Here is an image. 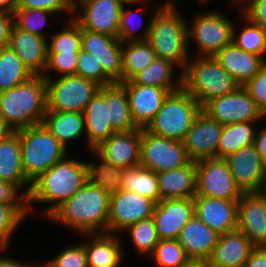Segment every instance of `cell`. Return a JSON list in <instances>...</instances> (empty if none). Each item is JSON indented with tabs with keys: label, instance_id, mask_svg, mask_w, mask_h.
<instances>
[{
	"label": "cell",
	"instance_id": "obj_2",
	"mask_svg": "<svg viewBox=\"0 0 266 267\" xmlns=\"http://www.w3.org/2000/svg\"><path fill=\"white\" fill-rule=\"evenodd\" d=\"M47 83L33 75L20 85L0 92V116L14 130L39 125L47 112Z\"/></svg>",
	"mask_w": 266,
	"mask_h": 267
},
{
	"label": "cell",
	"instance_id": "obj_33",
	"mask_svg": "<svg viewBox=\"0 0 266 267\" xmlns=\"http://www.w3.org/2000/svg\"><path fill=\"white\" fill-rule=\"evenodd\" d=\"M255 122L249 121L223 125L217 147V158L225 159L241 147L254 144L256 129L253 123Z\"/></svg>",
	"mask_w": 266,
	"mask_h": 267
},
{
	"label": "cell",
	"instance_id": "obj_29",
	"mask_svg": "<svg viewBox=\"0 0 266 267\" xmlns=\"http://www.w3.org/2000/svg\"><path fill=\"white\" fill-rule=\"evenodd\" d=\"M117 235V236H116ZM90 240L83 244L87 254L88 267H118L122 263L123 249L118 234H83Z\"/></svg>",
	"mask_w": 266,
	"mask_h": 267
},
{
	"label": "cell",
	"instance_id": "obj_11",
	"mask_svg": "<svg viewBox=\"0 0 266 267\" xmlns=\"http://www.w3.org/2000/svg\"><path fill=\"white\" fill-rule=\"evenodd\" d=\"M193 20L191 26L188 23V40H195L200 50L198 56H215L232 42L234 24L223 13H202Z\"/></svg>",
	"mask_w": 266,
	"mask_h": 267
},
{
	"label": "cell",
	"instance_id": "obj_7",
	"mask_svg": "<svg viewBox=\"0 0 266 267\" xmlns=\"http://www.w3.org/2000/svg\"><path fill=\"white\" fill-rule=\"evenodd\" d=\"M201 111L202 106L198 101L182 88L168 95L145 130L161 137L183 141Z\"/></svg>",
	"mask_w": 266,
	"mask_h": 267
},
{
	"label": "cell",
	"instance_id": "obj_62",
	"mask_svg": "<svg viewBox=\"0 0 266 267\" xmlns=\"http://www.w3.org/2000/svg\"><path fill=\"white\" fill-rule=\"evenodd\" d=\"M261 193L264 194V195H266V174H265L264 184H263Z\"/></svg>",
	"mask_w": 266,
	"mask_h": 267
},
{
	"label": "cell",
	"instance_id": "obj_54",
	"mask_svg": "<svg viewBox=\"0 0 266 267\" xmlns=\"http://www.w3.org/2000/svg\"><path fill=\"white\" fill-rule=\"evenodd\" d=\"M245 267H266V247H255L251 251Z\"/></svg>",
	"mask_w": 266,
	"mask_h": 267
},
{
	"label": "cell",
	"instance_id": "obj_31",
	"mask_svg": "<svg viewBox=\"0 0 266 267\" xmlns=\"http://www.w3.org/2000/svg\"><path fill=\"white\" fill-rule=\"evenodd\" d=\"M41 124L67 149L69 142L80 138L86 131L84 114L79 112L47 111Z\"/></svg>",
	"mask_w": 266,
	"mask_h": 267
},
{
	"label": "cell",
	"instance_id": "obj_35",
	"mask_svg": "<svg viewBox=\"0 0 266 267\" xmlns=\"http://www.w3.org/2000/svg\"><path fill=\"white\" fill-rule=\"evenodd\" d=\"M122 47V82L131 80L137 73L148 67L156 54L147 41H129Z\"/></svg>",
	"mask_w": 266,
	"mask_h": 267
},
{
	"label": "cell",
	"instance_id": "obj_6",
	"mask_svg": "<svg viewBox=\"0 0 266 267\" xmlns=\"http://www.w3.org/2000/svg\"><path fill=\"white\" fill-rule=\"evenodd\" d=\"M21 144L22 167L33 182L55 163L67 157V150L42 124L17 130Z\"/></svg>",
	"mask_w": 266,
	"mask_h": 267
},
{
	"label": "cell",
	"instance_id": "obj_14",
	"mask_svg": "<svg viewBox=\"0 0 266 267\" xmlns=\"http://www.w3.org/2000/svg\"><path fill=\"white\" fill-rule=\"evenodd\" d=\"M117 37L82 29V50L99 61L103 72L113 81L122 82V47Z\"/></svg>",
	"mask_w": 266,
	"mask_h": 267
},
{
	"label": "cell",
	"instance_id": "obj_5",
	"mask_svg": "<svg viewBox=\"0 0 266 267\" xmlns=\"http://www.w3.org/2000/svg\"><path fill=\"white\" fill-rule=\"evenodd\" d=\"M182 72V88L203 107L208 101L234 92L240 85L214 56L189 60Z\"/></svg>",
	"mask_w": 266,
	"mask_h": 267
},
{
	"label": "cell",
	"instance_id": "obj_34",
	"mask_svg": "<svg viewBox=\"0 0 266 267\" xmlns=\"http://www.w3.org/2000/svg\"><path fill=\"white\" fill-rule=\"evenodd\" d=\"M120 189L138 193L156 204L161 200L157 173L140 165L124 169Z\"/></svg>",
	"mask_w": 266,
	"mask_h": 267
},
{
	"label": "cell",
	"instance_id": "obj_9",
	"mask_svg": "<svg viewBox=\"0 0 266 267\" xmlns=\"http://www.w3.org/2000/svg\"><path fill=\"white\" fill-rule=\"evenodd\" d=\"M191 162L183 141L141 129L140 166L153 172L174 170Z\"/></svg>",
	"mask_w": 266,
	"mask_h": 267
},
{
	"label": "cell",
	"instance_id": "obj_46",
	"mask_svg": "<svg viewBox=\"0 0 266 267\" xmlns=\"http://www.w3.org/2000/svg\"><path fill=\"white\" fill-rule=\"evenodd\" d=\"M76 75L96 82L100 86L114 83L104 72L93 55L84 50L79 52Z\"/></svg>",
	"mask_w": 266,
	"mask_h": 267
},
{
	"label": "cell",
	"instance_id": "obj_51",
	"mask_svg": "<svg viewBox=\"0 0 266 267\" xmlns=\"http://www.w3.org/2000/svg\"><path fill=\"white\" fill-rule=\"evenodd\" d=\"M235 2H247L248 6L243 10L242 16L266 29V0H236Z\"/></svg>",
	"mask_w": 266,
	"mask_h": 267
},
{
	"label": "cell",
	"instance_id": "obj_20",
	"mask_svg": "<svg viewBox=\"0 0 266 267\" xmlns=\"http://www.w3.org/2000/svg\"><path fill=\"white\" fill-rule=\"evenodd\" d=\"M126 0H94L80 4L82 14L72 18L92 32L104 33L118 38V28L122 6ZM77 15V16H76Z\"/></svg>",
	"mask_w": 266,
	"mask_h": 267
},
{
	"label": "cell",
	"instance_id": "obj_21",
	"mask_svg": "<svg viewBox=\"0 0 266 267\" xmlns=\"http://www.w3.org/2000/svg\"><path fill=\"white\" fill-rule=\"evenodd\" d=\"M141 128L115 132L94 150L106 161L121 168L140 164Z\"/></svg>",
	"mask_w": 266,
	"mask_h": 267
},
{
	"label": "cell",
	"instance_id": "obj_3",
	"mask_svg": "<svg viewBox=\"0 0 266 267\" xmlns=\"http://www.w3.org/2000/svg\"><path fill=\"white\" fill-rule=\"evenodd\" d=\"M65 157L55 163L32 182L28 195L29 212L31 203H52L44 210L48 217L65 200L71 198L76 191L87 182L86 163Z\"/></svg>",
	"mask_w": 266,
	"mask_h": 267
},
{
	"label": "cell",
	"instance_id": "obj_59",
	"mask_svg": "<svg viewBox=\"0 0 266 267\" xmlns=\"http://www.w3.org/2000/svg\"><path fill=\"white\" fill-rule=\"evenodd\" d=\"M13 132L14 130L0 116V142Z\"/></svg>",
	"mask_w": 266,
	"mask_h": 267
},
{
	"label": "cell",
	"instance_id": "obj_19",
	"mask_svg": "<svg viewBox=\"0 0 266 267\" xmlns=\"http://www.w3.org/2000/svg\"><path fill=\"white\" fill-rule=\"evenodd\" d=\"M121 84L127 91L130 112L135 125L145 129L171 92L157 86L135 84L132 80L121 82Z\"/></svg>",
	"mask_w": 266,
	"mask_h": 267
},
{
	"label": "cell",
	"instance_id": "obj_24",
	"mask_svg": "<svg viewBox=\"0 0 266 267\" xmlns=\"http://www.w3.org/2000/svg\"><path fill=\"white\" fill-rule=\"evenodd\" d=\"M86 137L91 150L117 132L109 120V85L101 86L84 112Z\"/></svg>",
	"mask_w": 266,
	"mask_h": 267
},
{
	"label": "cell",
	"instance_id": "obj_55",
	"mask_svg": "<svg viewBox=\"0 0 266 267\" xmlns=\"http://www.w3.org/2000/svg\"><path fill=\"white\" fill-rule=\"evenodd\" d=\"M254 145L260 158L266 163V127L261 131L256 130Z\"/></svg>",
	"mask_w": 266,
	"mask_h": 267
},
{
	"label": "cell",
	"instance_id": "obj_42",
	"mask_svg": "<svg viewBox=\"0 0 266 267\" xmlns=\"http://www.w3.org/2000/svg\"><path fill=\"white\" fill-rule=\"evenodd\" d=\"M68 26L51 36L48 53H79L82 50V29L73 19Z\"/></svg>",
	"mask_w": 266,
	"mask_h": 267
},
{
	"label": "cell",
	"instance_id": "obj_32",
	"mask_svg": "<svg viewBox=\"0 0 266 267\" xmlns=\"http://www.w3.org/2000/svg\"><path fill=\"white\" fill-rule=\"evenodd\" d=\"M176 64L170 60L156 57L145 69L137 73L131 80L135 84L157 86L168 89L171 93L182 89V73L178 82H173ZM175 83V84H174Z\"/></svg>",
	"mask_w": 266,
	"mask_h": 267
},
{
	"label": "cell",
	"instance_id": "obj_44",
	"mask_svg": "<svg viewBox=\"0 0 266 267\" xmlns=\"http://www.w3.org/2000/svg\"><path fill=\"white\" fill-rule=\"evenodd\" d=\"M47 14H55L54 12L43 9H23L16 8L13 12L14 25L26 32L46 37L41 29L44 27Z\"/></svg>",
	"mask_w": 266,
	"mask_h": 267
},
{
	"label": "cell",
	"instance_id": "obj_13",
	"mask_svg": "<svg viewBox=\"0 0 266 267\" xmlns=\"http://www.w3.org/2000/svg\"><path fill=\"white\" fill-rule=\"evenodd\" d=\"M155 204L138 193L119 189L110 196L108 233L122 232L131 224L151 218Z\"/></svg>",
	"mask_w": 266,
	"mask_h": 267
},
{
	"label": "cell",
	"instance_id": "obj_8",
	"mask_svg": "<svg viewBox=\"0 0 266 267\" xmlns=\"http://www.w3.org/2000/svg\"><path fill=\"white\" fill-rule=\"evenodd\" d=\"M47 83V111L83 113L96 95L100 85L78 75L58 76L53 79L44 73Z\"/></svg>",
	"mask_w": 266,
	"mask_h": 267
},
{
	"label": "cell",
	"instance_id": "obj_22",
	"mask_svg": "<svg viewBox=\"0 0 266 267\" xmlns=\"http://www.w3.org/2000/svg\"><path fill=\"white\" fill-rule=\"evenodd\" d=\"M195 215L219 235L237 229L238 201L195 196Z\"/></svg>",
	"mask_w": 266,
	"mask_h": 267
},
{
	"label": "cell",
	"instance_id": "obj_43",
	"mask_svg": "<svg viewBox=\"0 0 266 267\" xmlns=\"http://www.w3.org/2000/svg\"><path fill=\"white\" fill-rule=\"evenodd\" d=\"M149 256L158 267H182L190 259L177 239L159 240Z\"/></svg>",
	"mask_w": 266,
	"mask_h": 267
},
{
	"label": "cell",
	"instance_id": "obj_61",
	"mask_svg": "<svg viewBox=\"0 0 266 267\" xmlns=\"http://www.w3.org/2000/svg\"><path fill=\"white\" fill-rule=\"evenodd\" d=\"M162 7H175L174 0H166L165 4H163Z\"/></svg>",
	"mask_w": 266,
	"mask_h": 267
},
{
	"label": "cell",
	"instance_id": "obj_45",
	"mask_svg": "<svg viewBox=\"0 0 266 267\" xmlns=\"http://www.w3.org/2000/svg\"><path fill=\"white\" fill-rule=\"evenodd\" d=\"M147 0H126L122 6V11L120 15V22H119V28H118V38L121 40L122 43L124 42H129L130 41H146L148 38L149 34V29H150V22L151 19L149 20L148 25L145 27L143 30V35L139 34L137 37H134L136 32V29L138 30L137 26L135 24L133 25V20L135 19V13L134 11L125 10V6L128 7L130 4L134 3H141ZM141 17L139 16V20ZM133 21V22H132ZM142 20L140 21V23ZM135 23V22H134ZM141 24H139L140 28ZM135 27V28H134ZM128 40V41H127Z\"/></svg>",
	"mask_w": 266,
	"mask_h": 267
},
{
	"label": "cell",
	"instance_id": "obj_30",
	"mask_svg": "<svg viewBox=\"0 0 266 267\" xmlns=\"http://www.w3.org/2000/svg\"><path fill=\"white\" fill-rule=\"evenodd\" d=\"M196 162L184 167L157 172L161 200L196 196Z\"/></svg>",
	"mask_w": 266,
	"mask_h": 267
},
{
	"label": "cell",
	"instance_id": "obj_57",
	"mask_svg": "<svg viewBox=\"0 0 266 267\" xmlns=\"http://www.w3.org/2000/svg\"><path fill=\"white\" fill-rule=\"evenodd\" d=\"M182 267H212L208 259H189Z\"/></svg>",
	"mask_w": 266,
	"mask_h": 267
},
{
	"label": "cell",
	"instance_id": "obj_52",
	"mask_svg": "<svg viewBox=\"0 0 266 267\" xmlns=\"http://www.w3.org/2000/svg\"><path fill=\"white\" fill-rule=\"evenodd\" d=\"M19 190L21 189L16 184L0 180V203L28 204V196L25 193L19 194Z\"/></svg>",
	"mask_w": 266,
	"mask_h": 267
},
{
	"label": "cell",
	"instance_id": "obj_36",
	"mask_svg": "<svg viewBox=\"0 0 266 267\" xmlns=\"http://www.w3.org/2000/svg\"><path fill=\"white\" fill-rule=\"evenodd\" d=\"M109 120L117 132L139 129L131 116L127 91L120 82L109 85Z\"/></svg>",
	"mask_w": 266,
	"mask_h": 267
},
{
	"label": "cell",
	"instance_id": "obj_50",
	"mask_svg": "<svg viewBox=\"0 0 266 267\" xmlns=\"http://www.w3.org/2000/svg\"><path fill=\"white\" fill-rule=\"evenodd\" d=\"M16 8L43 9L54 13H73L72 0H18Z\"/></svg>",
	"mask_w": 266,
	"mask_h": 267
},
{
	"label": "cell",
	"instance_id": "obj_27",
	"mask_svg": "<svg viewBox=\"0 0 266 267\" xmlns=\"http://www.w3.org/2000/svg\"><path fill=\"white\" fill-rule=\"evenodd\" d=\"M219 236L217 232L194 215L184 225L177 240L190 259H209Z\"/></svg>",
	"mask_w": 266,
	"mask_h": 267
},
{
	"label": "cell",
	"instance_id": "obj_58",
	"mask_svg": "<svg viewBox=\"0 0 266 267\" xmlns=\"http://www.w3.org/2000/svg\"><path fill=\"white\" fill-rule=\"evenodd\" d=\"M18 4V0H0V10L13 13Z\"/></svg>",
	"mask_w": 266,
	"mask_h": 267
},
{
	"label": "cell",
	"instance_id": "obj_10",
	"mask_svg": "<svg viewBox=\"0 0 266 267\" xmlns=\"http://www.w3.org/2000/svg\"><path fill=\"white\" fill-rule=\"evenodd\" d=\"M196 169V196L238 201L244 194L224 158L202 159Z\"/></svg>",
	"mask_w": 266,
	"mask_h": 267
},
{
	"label": "cell",
	"instance_id": "obj_49",
	"mask_svg": "<svg viewBox=\"0 0 266 267\" xmlns=\"http://www.w3.org/2000/svg\"><path fill=\"white\" fill-rule=\"evenodd\" d=\"M243 87L266 117V62Z\"/></svg>",
	"mask_w": 266,
	"mask_h": 267
},
{
	"label": "cell",
	"instance_id": "obj_41",
	"mask_svg": "<svg viewBox=\"0 0 266 267\" xmlns=\"http://www.w3.org/2000/svg\"><path fill=\"white\" fill-rule=\"evenodd\" d=\"M124 231H129L132 243L136 250L142 255L149 256L159 243L155 223L152 217L131 224L126 227L123 232Z\"/></svg>",
	"mask_w": 266,
	"mask_h": 267
},
{
	"label": "cell",
	"instance_id": "obj_47",
	"mask_svg": "<svg viewBox=\"0 0 266 267\" xmlns=\"http://www.w3.org/2000/svg\"><path fill=\"white\" fill-rule=\"evenodd\" d=\"M42 267H88L85 245L82 243L64 248L56 257Z\"/></svg>",
	"mask_w": 266,
	"mask_h": 267
},
{
	"label": "cell",
	"instance_id": "obj_39",
	"mask_svg": "<svg viewBox=\"0 0 266 267\" xmlns=\"http://www.w3.org/2000/svg\"><path fill=\"white\" fill-rule=\"evenodd\" d=\"M243 19H245L248 26L244 27L239 35L236 32L237 29L233 26L232 42L246 52L260 55L264 58L266 53V29L251 22L245 16Z\"/></svg>",
	"mask_w": 266,
	"mask_h": 267
},
{
	"label": "cell",
	"instance_id": "obj_37",
	"mask_svg": "<svg viewBox=\"0 0 266 267\" xmlns=\"http://www.w3.org/2000/svg\"><path fill=\"white\" fill-rule=\"evenodd\" d=\"M32 76L21 58L9 46L0 47V92L10 90Z\"/></svg>",
	"mask_w": 266,
	"mask_h": 267
},
{
	"label": "cell",
	"instance_id": "obj_28",
	"mask_svg": "<svg viewBox=\"0 0 266 267\" xmlns=\"http://www.w3.org/2000/svg\"><path fill=\"white\" fill-rule=\"evenodd\" d=\"M0 180L16 184L23 193H30L32 182L26 177L22 167L19 134L14 131L0 142Z\"/></svg>",
	"mask_w": 266,
	"mask_h": 267
},
{
	"label": "cell",
	"instance_id": "obj_25",
	"mask_svg": "<svg viewBox=\"0 0 266 267\" xmlns=\"http://www.w3.org/2000/svg\"><path fill=\"white\" fill-rule=\"evenodd\" d=\"M254 248L251 241L236 229L219 236L208 260L212 267H243Z\"/></svg>",
	"mask_w": 266,
	"mask_h": 267
},
{
	"label": "cell",
	"instance_id": "obj_40",
	"mask_svg": "<svg viewBox=\"0 0 266 267\" xmlns=\"http://www.w3.org/2000/svg\"><path fill=\"white\" fill-rule=\"evenodd\" d=\"M28 204L0 203V250H5L20 222L30 212Z\"/></svg>",
	"mask_w": 266,
	"mask_h": 267
},
{
	"label": "cell",
	"instance_id": "obj_1",
	"mask_svg": "<svg viewBox=\"0 0 266 267\" xmlns=\"http://www.w3.org/2000/svg\"><path fill=\"white\" fill-rule=\"evenodd\" d=\"M110 196L86 182L47 218L72 227L79 234L108 233Z\"/></svg>",
	"mask_w": 266,
	"mask_h": 267
},
{
	"label": "cell",
	"instance_id": "obj_17",
	"mask_svg": "<svg viewBox=\"0 0 266 267\" xmlns=\"http://www.w3.org/2000/svg\"><path fill=\"white\" fill-rule=\"evenodd\" d=\"M223 125L203 111L195 119L183 140L187 155L191 161L217 158V147Z\"/></svg>",
	"mask_w": 266,
	"mask_h": 267
},
{
	"label": "cell",
	"instance_id": "obj_15",
	"mask_svg": "<svg viewBox=\"0 0 266 267\" xmlns=\"http://www.w3.org/2000/svg\"><path fill=\"white\" fill-rule=\"evenodd\" d=\"M237 185L244 193L261 192L266 163L260 158L254 144L241 147L225 158Z\"/></svg>",
	"mask_w": 266,
	"mask_h": 267
},
{
	"label": "cell",
	"instance_id": "obj_26",
	"mask_svg": "<svg viewBox=\"0 0 266 267\" xmlns=\"http://www.w3.org/2000/svg\"><path fill=\"white\" fill-rule=\"evenodd\" d=\"M214 57L240 86L251 80L266 62V58L246 52L233 42Z\"/></svg>",
	"mask_w": 266,
	"mask_h": 267
},
{
	"label": "cell",
	"instance_id": "obj_60",
	"mask_svg": "<svg viewBox=\"0 0 266 267\" xmlns=\"http://www.w3.org/2000/svg\"><path fill=\"white\" fill-rule=\"evenodd\" d=\"M91 1H94V0H79V1L72 0L74 12L76 13L79 4H85V3L91 2Z\"/></svg>",
	"mask_w": 266,
	"mask_h": 267
},
{
	"label": "cell",
	"instance_id": "obj_53",
	"mask_svg": "<svg viewBox=\"0 0 266 267\" xmlns=\"http://www.w3.org/2000/svg\"><path fill=\"white\" fill-rule=\"evenodd\" d=\"M13 25V13L0 10V47L8 46Z\"/></svg>",
	"mask_w": 266,
	"mask_h": 267
},
{
	"label": "cell",
	"instance_id": "obj_56",
	"mask_svg": "<svg viewBox=\"0 0 266 267\" xmlns=\"http://www.w3.org/2000/svg\"><path fill=\"white\" fill-rule=\"evenodd\" d=\"M37 265H29L22 262L15 261L7 257L0 256V267H36Z\"/></svg>",
	"mask_w": 266,
	"mask_h": 267
},
{
	"label": "cell",
	"instance_id": "obj_18",
	"mask_svg": "<svg viewBox=\"0 0 266 267\" xmlns=\"http://www.w3.org/2000/svg\"><path fill=\"white\" fill-rule=\"evenodd\" d=\"M237 229L255 247H266V195L244 193L238 200Z\"/></svg>",
	"mask_w": 266,
	"mask_h": 267
},
{
	"label": "cell",
	"instance_id": "obj_12",
	"mask_svg": "<svg viewBox=\"0 0 266 267\" xmlns=\"http://www.w3.org/2000/svg\"><path fill=\"white\" fill-rule=\"evenodd\" d=\"M202 111L222 125L258 121L265 117L243 86L208 101Z\"/></svg>",
	"mask_w": 266,
	"mask_h": 267
},
{
	"label": "cell",
	"instance_id": "obj_38",
	"mask_svg": "<svg viewBox=\"0 0 266 267\" xmlns=\"http://www.w3.org/2000/svg\"><path fill=\"white\" fill-rule=\"evenodd\" d=\"M92 152L95 153L101 163L98 165L92 162L86 163L87 181L111 196L120 189L124 168L106 161L95 150H92Z\"/></svg>",
	"mask_w": 266,
	"mask_h": 267
},
{
	"label": "cell",
	"instance_id": "obj_48",
	"mask_svg": "<svg viewBox=\"0 0 266 267\" xmlns=\"http://www.w3.org/2000/svg\"><path fill=\"white\" fill-rule=\"evenodd\" d=\"M79 53H48L47 66L45 73L55 70L60 76L76 74Z\"/></svg>",
	"mask_w": 266,
	"mask_h": 267
},
{
	"label": "cell",
	"instance_id": "obj_4",
	"mask_svg": "<svg viewBox=\"0 0 266 267\" xmlns=\"http://www.w3.org/2000/svg\"><path fill=\"white\" fill-rule=\"evenodd\" d=\"M177 7L159 6L153 13L147 42L156 57L170 60L185 69L189 61L188 22L181 17Z\"/></svg>",
	"mask_w": 266,
	"mask_h": 267
},
{
	"label": "cell",
	"instance_id": "obj_16",
	"mask_svg": "<svg viewBox=\"0 0 266 267\" xmlns=\"http://www.w3.org/2000/svg\"><path fill=\"white\" fill-rule=\"evenodd\" d=\"M195 215L193 198L163 199L155 204L152 218L159 240L177 239Z\"/></svg>",
	"mask_w": 266,
	"mask_h": 267
},
{
	"label": "cell",
	"instance_id": "obj_23",
	"mask_svg": "<svg viewBox=\"0 0 266 267\" xmlns=\"http://www.w3.org/2000/svg\"><path fill=\"white\" fill-rule=\"evenodd\" d=\"M8 46L33 75H44L48 60L46 37L23 31L13 25Z\"/></svg>",
	"mask_w": 266,
	"mask_h": 267
}]
</instances>
